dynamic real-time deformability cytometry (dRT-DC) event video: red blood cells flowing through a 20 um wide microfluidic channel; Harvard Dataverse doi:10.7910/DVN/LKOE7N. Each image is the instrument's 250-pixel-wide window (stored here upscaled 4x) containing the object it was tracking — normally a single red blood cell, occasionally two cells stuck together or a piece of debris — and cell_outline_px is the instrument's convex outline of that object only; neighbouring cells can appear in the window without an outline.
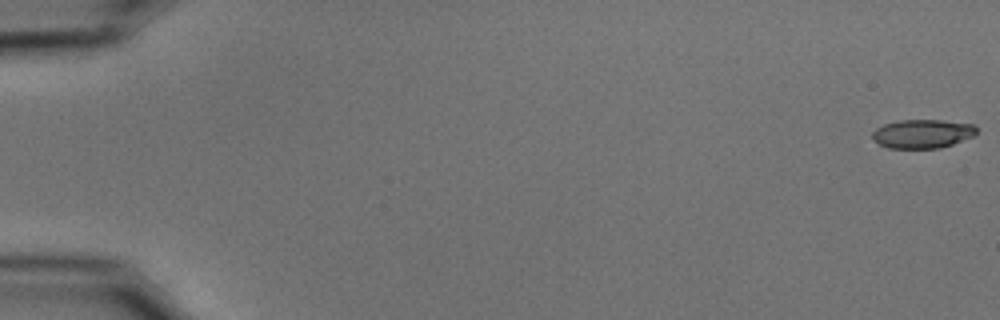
{"species": "common noctule bat (a hibernating species)", "species_latin": "Nyctalus noctula", "temperature_condition": "cold", "stored_images_in_passage": 54, "camera_frame_rate_fps": 3000, "um_per_image_px": 0.085, "animal": {"sex": "male", "body_mass_g": 15.6}, "frame": {"image": 1, "passage_image": 1, "time_ms": 0.0, "image_size_px": [1000, 320], "cell_outline_px": [[976, 132], [972, 136], [952, 144], [940, 148], [888, 148], [872, 140], [872, 132], [876, 128], [884, 124], [900, 120], [940, 120], [972, 124], [976, 128]], "centroid_in_image_um": [78.36, 11.37], "position_along_channel_um": 6.6, "area_um2": 17.34}}
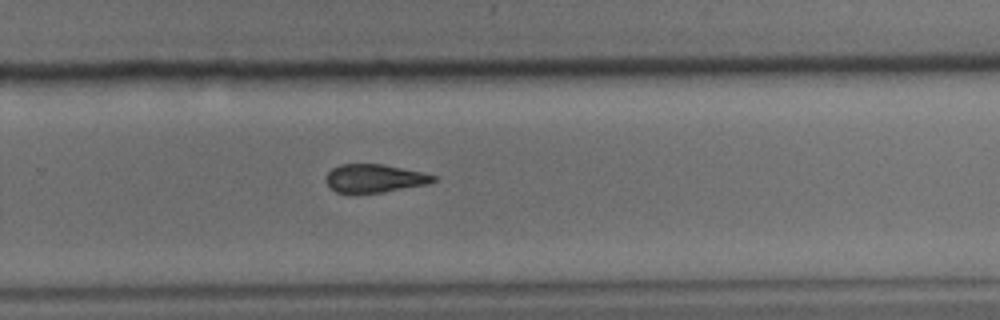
{"frame": {"image": 2, "passage_image": 37, "time_ms": 12.0, "image_size_px": [1000, 320], "cell_outline_px": [[436, 180], [428, 184], [384, 192], [336, 192], [324, 180], [328, 172], [332, 168], [340, 164], [384, 164], [420, 172], [436, 176]], "centroid_in_image_um": [31.82, 15.15], "position_along_channel_um": 298.0, "area_um2": 17.46}}
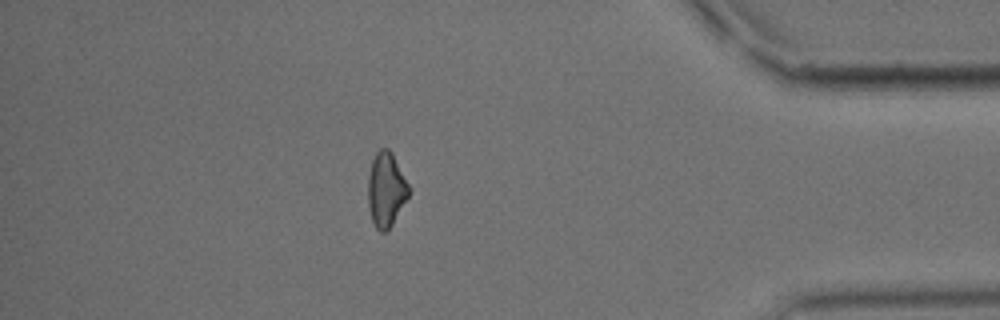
{"frame": {"image": 3, "passage_image": 48, "time_ms": 15.667, "image_size_px": [1000, 320], "cell_outline_px": [[412, 192], [388, 232], [380, 232], [376, 228], [372, 220], [368, 208], [368, 176], [372, 160], [376, 152], [380, 148], [388, 148], [392, 152], [412, 188]], "centroid_in_image_um": [32.85, 16.13], "position_along_channel_um": 402.3, "area_um2": 18.32}, "authors_computed_cell_mechanics": {"area_um2": 18.5538, "velocity_mm_per_s": 3.7633, "shape_relaxation_time_tau1_ms": 3.992, "shape_relaxation_time_tau2_ms": 2.8035, "deformation_change_tau1": 0.1317, "deformation_change_tau2": 0.1086}}